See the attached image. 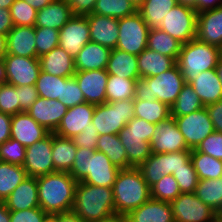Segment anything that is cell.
<instances>
[{
	"label": "cell",
	"mask_w": 222,
	"mask_h": 222,
	"mask_svg": "<svg viewBox=\"0 0 222 222\" xmlns=\"http://www.w3.org/2000/svg\"><path fill=\"white\" fill-rule=\"evenodd\" d=\"M78 182L68 172L37 177L40 208L47 214L71 211Z\"/></svg>",
	"instance_id": "cell-1"
},
{
	"label": "cell",
	"mask_w": 222,
	"mask_h": 222,
	"mask_svg": "<svg viewBox=\"0 0 222 222\" xmlns=\"http://www.w3.org/2000/svg\"><path fill=\"white\" fill-rule=\"evenodd\" d=\"M119 170L103 152L77 147L69 174L77 182L112 188Z\"/></svg>",
	"instance_id": "cell-2"
},
{
	"label": "cell",
	"mask_w": 222,
	"mask_h": 222,
	"mask_svg": "<svg viewBox=\"0 0 222 222\" xmlns=\"http://www.w3.org/2000/svg\"><path fill=\"white\" fill-rule=\"evenodd\" d=\"M72 211L87 222H103L115 214L112 188L78 182Z\"/></svg>",
	"instance_id": "cell-3"
},
{
	"label": "cell",
	"mask_w": 222,
	"mask_h": 222,
	"mask_svg": "<svg viewBox=\"0 0 222 222\" xmlns=\"http://www.w3.org/2000/svg\"><path fill=\"white\" fill-rule=\"evenodd\" d=\"M115 214L127 215L151 199V190L138 167L120 169L112 186Z\"/></svg>",
	"instance_id": "cell-4"
},
{
	"label": "cell",
	"mask_w": 222,
	"mask_h": 222,
	"mask_svg": "<svg viewBox=\"0 0 222 222\" xmlns=\"http://www.w3.org/2000/svg\"><path fill=\"white\" fill-rule=\"evenodd\" d=\"M185 84L181 70L175 64L171 69L159 75L139 78L135 85L134 99L145 101L157 99L171 107Z\"/></svg>",
	"instance_id": "cell-5"
},
{
	"label": "cell",
	"mask_w": 222,
	"mask_h": 222,
	"mask_svg": "<svg viewBox=\"0 0 222 222\" xmlns=\"http://www.w3.org/2000/svg\"><path fill=\"white\" fill-rule=\"evenodd\" d=\"M222 49L203 43L197 38L181 45L176 64L181 70L185 82L190 83L201 72L216 69Z\"/></svg>",
	"instance_id": "cell-6"
},
{
	"label": "cell",
	"mask_w": 222,
	"mask_h": 222,
	"mask_svg": "<svg viewBox=\"0 0 222 222\" xmlns=\"http://www.w3.org/2000/svg\"><path fill=\"white\" fill-rule=\"evenodd\" d=\"M134 118V99L95 105L91 122L99 135L118 134Z\"/></svg>",
	"instance_id": "cell-7"
},
{
	"label": "cell",
	"mask_w": 222,
	"mask_h": 222,
	"mask_svg": "<svg viewBox=\"0 0 222 222\" xmlns=\"http://www.w3.org/2000/svg\"><path fill=\"white\" fill-rule=\"evenodd\" d=\"M191 162V150L170 153H152L138 168L149 187L164 175L185 168Z\"/></svg>",
	"instance_id": "cell-8"
},
{
	"label": "cell",
	"mask_w": 222,
	"mask_h": 222,
	"mask_svg": "<svg viewBox=\"0 0 222 222\" xmlns=\"http://www.w3.org/2000/svg\"><path fill=\"white\" fill-rule=\"evenodd\" d=\"M119 38L116 48L129 54L139 55L147 48L150 28L138 11L118 19Z\"/></svg>",
	"instance_id": "cell-9"
},
{
	"label": "cell",
	"mask_w": 222,
	"mask_h": 222,
	"mask_svg": "<svg viewBox=\"0 0 222 222\" xmlns=\"http://www.w3.org/2000/svg\"><path fill=\"white\" fill-rule=\"evenodd\" d=\"M197 16L196 10L178 4L164 17L159 29L185 44L196 38Z\"/></svg>",
	"instance_id": "cell-10"
},
{
	"label": "cell",
	"mask_w": 222,
	"mask_h": 222,
	"mask_svg": "<svg viewBox=\"0 0 222 222\" xmlns=\"http://www.w3.org/2000/svg\"><path fill=\"white\" fill-rule=\"evenodd\" d=\"M174 118L190 150L196 149L208 135L215 131L206 107Z\"/></svg>",
	"instance_id": "cell-11"
},
{
	"label": "cell",
	"mask_w": 222,
	"mask_h": 222,
	"mask_svg": "<svg viewBox=\"0 0 222 222\" xmlns=\"http://www.w3.org/2000/svg\"><path fill=\"white\" fill-rule=\"evenodd\" d=\"M170 205L175 222H210L217 216L194 193H181Z\"/></svg>",
	"instance_id": "cell-12"
},
{
	"label": "cell",
	"mask_w": 222,
	"mask_h": 222,
	"mask_svg": "<svg viewBox=\"0 0 222 222\" xmlns=\"http://www.w3.org/2000/svg\"><path fill=\"white\" fill-rule=\"evenodd\" d=\"M3 61L6 69V83L14 86L35 85L41 71L39 58L6 54Z\"/></svg>",
	"instance_id": "cell-13"
},
{
	"label": "cell",
	"mask_w": 222,
	"mask_h": 222,
	"mask_svg": "<svg viewBox=\"0 0 222 222\" xmlns=\"http://www.w3.org/2000/svg\"><path fill=\"white\" fill-rule=\"evenodd\" d=\"M52 133L26 147L25 161L22 167L27 176L39 177L56 172L52 159Z\"/></svg>",
	"instance_id": "cell-14"
},
{
	"label": "cell",
	"mask_w": 222,
	"mask_h": 222,
	"mask_svg": "<svg viewBox=\"0 0 222 222\" xmlns=\"http://www.w3.org/2000/svg\"><path fill=\"white\" fill-rule=\"evenodd\" d=\"M190 150L184 136L180 132L175 118L170 116L156 124V130L151 139L152 153H170Z\"/></svg>",
	"instance_id": "cell-15"
},
{
	"label": "cell",
	"mask_w": 222,
	"mask_h": 222,
	"mask_svg": "<svg viewBox=\"0 0 222 222\" xmlns=\"http://www.w3.org/2000/svg\"><path fill=\"white\" fill-rule=\"evenodd\" d=\"M90 40L87 16L74 15L59 30V46L73 58Z\"/></svg>",
	"instance_id": "cell-16"
},
{
	"label": "cell",
	"mask_w": 222,
	"mask_h": 222,
	"mask_svg": "<svg viewBox=\"0 0 222 222\" xmlns=\"http://www.w3.org/2000/svg\"><path fill=\"white\" fill-rule=\"evenodd\" d=\"M108 75L106 69L75 72L74 78L87 103L100 105L106 102Z\"/></svg>",
	"instance_id": "cell-17"
},
{
	"label": "cell",
	"mask_w": 222,
	"mask_h": 222,
	"mask_svg": "<svg viewBox=\"0 0 222 222\" xmlns=\"http://www.w3.org/2000/svg\"><path fill=\"white\" fill-rule=\"evenodd\" d=\"M94 111L95 105L87 102L68 108L54 134L72 139L80 134L83 129L88 128Z\"/></svg>",
	"instance_id": "cell-18"
},
{
	"label": "cell",
	"mask_w": 222,
	"mask_h": 222,
	"mask_svg": "<svg viewBox=\"0 0 222 222\" xmlns=\"http://www.w3.org/2000/svg\"><path fill=\"white\" fill-rule=\"evenodd\" d=\"M67 110L60 100L38 97L27 112L38 124L54 133Z\"/></svg>",
	"instance_id": "cell-19"
},
{
	"label": "cell",
	"mask_w": 222,
	"mask_h": 222,
	"mask_svg": "<svg viewBox=\"0 0 222 222\" xmlns=\"http://www.w3.org/2000/svg\"><path fill=\"white\" fill-rule=\"evenodd\" d=\"M50 132L38 124L27 111L12 115L11 136L23 146L29 147L45 138Z\"/></svg>",
	"instance_id": "cell-20"
},
{
	"label": "cell",
	"mask_w": 222,
	"mask_h": 222,
	"mask_svg": "<svg viewBox=\"0 0 222 222\" xmlns=\"http://www.w3.org/2000/svg\"><path fill=\"white\" fill-rule=\"evenodd\" d=\"M86 16L90 40L111 50L115 49L119 38L118 19L94 13Z\"/></svg>",
	"instance_id": "cell-21"
},
{
	"label": "cell",
	"mask_w": 222,
	"mask_h": 222,
	"mask_svg": "<svg viewBox=\"0 0 222 222\" xmlns=\"http://www.w3.org/2000/svg\"><path fill=\"white\" fill-rule=\"evenodd\" d=\"M196 38L222 49V5L198 13Z\"/></svg>",
	"instance_id": "cell-22"
},
{
	"label": "cell",
	"mask_w": 222,
	"mask_h": 222,
	"mask_svg": "<svg viewBox=\"0 0 222 222\" xmlns=\"http://www.w3.org/2000/svg\"><path fill=\"white\" fill-rule=\"evenodd\" d=\"M35 38V27L14 26L7 34V54L38 58Z\"/></svg>",
	"instance_id": "cell-23"
},
{
	"label": "cell",
	"mask_w": 222,
	"mask_h": 222,
	"mask_svg": "<svg viewBox=\"0 0 222 222\" xmlns=\"http://www.w3.org/2000/svg\"><path fill=\"white\" fill-rule=\"evenodd\" d=\"M3 202L9 211L40 207L37 177L26 176Z\"/></svg>",
	"instance_id": "cell-24"
},
{
	"label": "cell",
	"mask_w": 222,
	"mask_h": 222,
	"mask_svg": "<svg viewBox=\"0 0 222 222\" xmlns=\"http://www.w3.org/2000/svg\"><path fill=\"white\" fill-rule=\"evenodd\" d=\"M111 49L89 41L74 58L76 71L103 70L107 68Z\"/></svg>",
	"instance_id": "cell-25"
},
{
	"label": "cell",
	"mask_w": 222,
	"mask_h": 222,
	"mask_svg": "<svg viewBox=\"0 0 222 222\" xmlns=\"http://www.w3.org/2000/svg\"><path fill=\"white\" fill-rule=\"evenodd\" d=\"M129 222H175L170 202L150 199L127 214Z\"/></svg>",
	"instance_id": "cell-26"
},
{
	"label": "cell",
	"mask_w": 222,
	"mask_h": 222,
	"mask_svg": "<svg viewBox=\"0 0 222 222\" xmlns=\"http://www.w3.org/2000/svg\"><path fill=\"white\" fill-rule=\"evenodd\" d=\"M39 61L41 71L53 76L70 78L76 72L74 58L60 46L41 56Z\"/></svg>",
	"instance_id": "cell-27"
},
{
	"label": "cell",
	"mask_w": 222,
	"mask_h": 222,
	"mask_svg": "<svg viewBox=\"0 0 222 222\" xmlns=\"http://www.w3.org/2000/svg\"><path fill=\"white\" fill-rule=\"evenodd\" d=\"M73 16L66 0H54L37 11L35 27L60 30Z\"/></svg>",
	"instance_id": "cell-28"
},
{
	"label": "cell",
	"mask_w": 222,
	"mask_h": 222,
	"mask_svg": "<svg viewBox=\"0 0 222 222\" xmlns=\"http://www.w3.org/2000/svg\"><path fill=\"white\" fill-rule=\"evenodd\" d=\"M189 84L204 106L222 100V84L216 69L201 72Z\"/></svg>",
	"instance_id": "cell-29"
},
{
	"label": "cell",
	"mask_w": 222,
	"mask_h": 222,
	"mask_svg": "<svg viewBox=\"0 0 222 222\" xmlns=\"http://www.w3.org/2000/svg\"><path fill=\"white\" fill-rule=\"evenodd\" d=\"M118 135L126 150L128 163L132 167H139L152 154L151 143L144 141L142 135L127 133L126 126Z\"/></svg>",
	"instance_id": "cell-30"
},
{
	"label": "cell",
	"mask_w": 222,
	"mask_h": 222,
	"mask_svg": "<svg viewBox=\"0 0 222 222\" xmlns=\"http://www.w3.org/2000/svg\"><path fill=\"white\" fill-rule=\"evenodd\" d=\"M107 73L126 79H139L137 55L129 54L117 48L112 49L107 65Z\"/></svg>",
	"instance_id": "cell-31"
},
{
	"label": "cell",
	"mask_w": 222,
	"mask_h": 222,
	"mask_svg": "<svg viewBox=\"0 0 222 222\" xmlns=\"http://www.w3.org/2000/svg\"><path fill=\"white\" fill-rule=\"evenodd\" d=\"M138 69L140 78L159 75L171 69L176 61L170 56L146 48L138 56Z\"/></svg>",
	"instance_id": "cell-32"
},
{
	"label": "cell",
	"mask_w": 222,
	"mask_h": 222,
	"mask_svg": "<svg viewBox=\"0 0 222 222\" xmlns=\"http://www.w3.org/2000/svg\"><path fill=\"white\" fill-rule=\"evenodd\" d=\"M77 146L74 141L69 138H63L52 133V159L55 171L70 172Z\"/></svg>",
	"instance_id": "cell-33"
},
{
	"label": "cell",
	"mask_w": 222,
	"mask_h": 222,
	"mask_svg": "<svg viewBox=\"0 0 222 222\" xmlns=\"http://www.w3.org/2000/svg\"><path fill=\"white\" fill-rule=\"evenodd\" d=\"M96 150L103 152L119 169L131 168L126 150L118 134L99 135Z\"/></svg>",
	"instance_id": "cell-34"
},
{
	"label": "cell",
	"mask_w": 222,
	"mask_h": 222,
	"mask_svg": "<svg viewBox=\"0 0 222 222\" xmlns=\"http://www.w3.org/2000/svg\"><path fill=\"white\" fill-rule=\"evenodd\" d=\"M178 5L177 0H144L137 8L150 29L159 28L164 17Z\"/></svg>",
	"instance_id": "cell-35"
},
{
	"label": "cell",
	"mask_w": 222,
	"mask_h": 222,
	"mask_svg": "<svg viewBox=\"0 0 222 222\" xmlns=\"http://www.w3.org/2000/svg\"><path fill=\"white\" fill-rule=\"evenodd\" d=\"M171 116V108L155 99L151 101L134 99V117L158 124Z\"/></svg>",
	"instance_id": "cell-36"
},
{
	"label": "cell",
	"mask_w": 222,
	"mask_h": 222,
	"mask_svg": "<svg viewBox=\"0 0 222 222\" xmlns=\"http://www.w3.org/2000/svg\"><path fill=\"white\" fill-rule=\"evenodd\" d=\"M181 43L159 28L150 29L148 33L147 48L161 55L170 56L177 61Z\"/></svg>",
	"instance_id": "cell-37"
},
{
	"label": "cell",
	"mask_w": 222,
	"mask_h": 222,
	"mask_svg": "<svg viewBox=\"0 0 222 222\" xmlns=\"http://www.w3.org/2000/svg\"><path fill=\"white\" fill-rule=\"evenodd\" d=\"M194 194L217 214L222 211V177L199 180Z\"/></svg>",
	"instance_id": "cell-38"
},
{
	"label": "cell",
	"mask_w": 222,
	"mask_h": 222,
	"mask_svg": "<svg viewBox=\"0 0 222 222\" xmlns=\"http://www.w3.org/2000/svg\"><path fill=\"white\" fill-rule=\"evenodd\" d=\"M26 176L22 166L0 161V202L9 196Z\"/></svg>",
	"instance_id": "cell-39"
},
{
	"label": "cell",
	"mask_w": 222,
	"mask_h": 222,
	"mask_svg": "<svg viewBox=\"0 0 222 222\" xmlns=\"http://www.w3.org/2000/svg\"><path fill=\"white\" fill-rule=\"evenodd\" d=\"M191 161L199 180L222 177V160L193 149L191 150Z\"/></svg>",
	"instance_id": "cell-40"
},
{
	"label": "cell",
	"mask_w": 222,
	"mask_h": 222,
	"mask_svg": "<svg viewBox=\"0 0 222 222\" xmlns=\"http://www.w3.org/2000/svg\"><path fill=\"white\" fill-rule=\"evenodd\" d=\"M138 79H126L108 75L106 102H116L135 98V85Z\"/></svg>",
	"instance_id": "cell-41"
},
{
	"label": "cell",
	"mask_w": 222,
	"mask_h": 222,
	"mask_svg": "<svg viewBox=\"0 0 222 222\" xmlns=\"http://www.w3.org/2000/svg\"><path fill=\"white\" fill-rule=\"evenodd\" d=\"M203 107L205 106L193 90V87L189 83H186L181 89L176 101L170 107L171 116H183Z\"/></svg>",
	"instance_id": "cell-42"
},
{
	"label": "cell",
	"mask_w": 222,
	"mask_h": 222,
	"mask_svg": "<svg viewBox=\"0 0 222 222\" xmlns=\"http://www.w3.org/2000/svg\"><path fill=\"white\" fill-rule=\"evenodd\" d=\"M136 11L137 8L130 0H97L93 13L120 19Z\"/></svg>",
	"instance_id": "cell-43"
},
{
	"label": "cell",
	"mask_w": 222,
	"mask_h": 222,
	"mask_svg": "<svg viewBox=\"0 0 222 222\" xmlns=\"http://www.w3.org/2000/svg\"><path fill=\"white\" fill-rule=\"evenodd\" d=\"M64 77L53 76L47 72L40 71L35 87L39 97L55 99L62 102V91Z\"/></svg>",
	"instance_id": "cell-44"
},
{
	"label": "cell",
	"mask_w": 222,
	"mask_h": 222,
	"mask_svg": "<svg viewBox=\"0 0 222 222\" xmlns=\"http://www.w3.org/2000/svg\"><path fill=\"white\" fill-rule=\"evenodd\" d=\"M150 190L152 199L170 203L181 194L178 183L172 174L164 175L150 187Z\"/></svg>",
	"instance_id": "cell-45"
},
{
	"label": "cell",
	"mask_w": 222,
	"mask_h": 222,
	"mask_svg": "<svg viewBox=\"0 0 222 222\" xmlns=\"http://www.w3.org/2000/svg\"><path fill=\"white\" fill-rule=\"evenodd\" d=\"M14 26L35 27L37 11L24 0H15L10 7Z\"/></svg>",
	"instance_id": "cell-46"
},
{
	"label": "cell",
	"mask_w": 222,
	"mask_h": 222,
	"mask_svg": "<svg viewBox=\"0 0 222 222\" xmlns=\"http://www.w3.org/2000/svg\"><path fill=\"white\" fill-rule=\"evenodd\" d=\"M35 37L38 58L59 46V30L35 27Z\"/></svg>",
	"instance_id": "cell-47"
},
{
	"label": "cell",
	"mask_w": 222,
	"mask_h": 222,
	"mask_svg": "<svg viewBox=\"0 0 222 222\" xmlns=\"http://www.w3.org/2000/svg\"><path fill=\"white\" fill-rule=\"evenodd\" d=\"M26 147L10 138L0 145V161L22 166L25 161Z\"/></svg>",
	"instance_id": "cell-48"
},
{
	"label": "cell",
	"mask_w": 222,
	"mask_h": 222,
	"mask_svg": "<svg viewBox=\"0 0 222 222\" xmlns=\"http://www.w3.org/2000/svg\"><path fill=\"white\" fill-rule=\"evenodd\" d=\"M0 112L11 116L24 112L20 108L16 86L8 83L0 84Z\"/></svg>",
	"instance_id": "cell-49"
},
{
	"label": "cell",
	"mask_w": 222,
	"mask_h": 222,
	"mask_svg": "<svg viewBox=\"0 0 222 222\" xmlns=\"http://www.w3.org/2000/svg\"><path fill=\"white\" fill-rule=\"evenodd\" d=\"M176 179L181 193H194L198 184L197 172L192 161L178 171L172 173Z\"/></svg>",
	"instance_id": "cell-50"
},
{
	"label": "cell",
	"mask_w": 222,
	"mask_h": 222,
	"mask_svg": "<svg viewBox=\"0 0 222 222\" xmlns=\"http://www.w3.org/2000/svg\"><path fill=\"white\" fill-rule=\"evenodd\" d=\"M84 102H86L85 98L74 76L70 78L64 77L62 103L71 108Z\"/></svg>",
	"instance_id": "cell-51"
},
{
	"label": "cell",
	"mask_w": 222,
	"mask_h": 222,
	"mask_svg": "<svg viewBox=\"0 0 222 222\" xmlns=\"http://www.w3.org/2000/svg\"><path fill=\"white\" fill-rule=\"evenodd\" d=\"M196 150L222 160V133L212 132L197 146Z\"/></svg>",
	"instance_id": "cell-52"
},
{
	"label": "cell",
	"mask_w": 222,
	"mask_h": 222,
	"mask_svg": "<svg viewBox=\"0 0 222 222\" xmlns=\"http://www.w3.org/2000/svg\"><path fill=\"white\" fill-rule=\"evenodd\" d=\"M127 133H136L142 135L144 141L151 143L153 133L156 130V124L147 122L142 118L134 117L127 124Z\"/></svg>",
	"instance_id": "cell-53"
},
{
	"label": "cell",
	"mask_w": 222,
	"mask_h": 222,
	"mask_svg": "<svg viewBox=\"0 0 222 222\" xmlns=\"http://www.w3.org/2000/svg\"><path fill=\"white\" fill-rule=\"evenodd\" d=\"M98 131L94 124L91 122L87 129H83L82 132L72 138L77 147H84L89 150H96L98 141Z\"/></svg>",
	"instance_id": "cell-54"
},
{
	"label": "cell",
	"mask_w": 222,
	"mask_h": 222,
	"mask_svg": "<svg viewBox=\"0 0 222 222\" xmlns=\"http://www.w3.org/2000/svg\"><path fill=\"white\" fill-rule=\"evenodd\" d=\"M46 215L40 207L10 211V222H42Z\"/></svg>",
	"instance_id": "cell-55"
},
{
	"label": "cell",
	"mask_w": 222,
	"mask_h": 222,
	"mask_svg": "<svg viewBox=\"0 0 222 222\" xmlns=\"http://www.w3.org/2000/svg\"><path fill=\"white\" fill-rule=\"evenodd\" d=\"M16 91L18 92L20 108L23 111H27L39 97L35 85L16 86Z\"/></svg>",
	"instance_id": "cell-56"
},
{
	"label": "cell",
	"mask_w": 222,
	"mask_h": 222,
	"mask_svg": "<svg viewBox=\"0 0 222 222\" xmlns=\"http://www.w3.org/2000/svg\"><path fill=\"white\" fill-rule=\"evenodd\" d=\"M73 15L86 16L93 13L97 0H66Z\"/></svg>",
	"instance_id": "cell-57"
},
{
	"label": "cell",
	"mask_w": 222,
	"mask_h": 222,
	"mask_svg": "<svg viewBox=\"0 0 222 222\" xmlns=\"http://www.w3.org/2000/svg\"><path fill=\"white\" fill-rule=\"evenodd\" d=\"M213 123L214 130L222 133V100L205 106Z\"/></svg>",
	"instance_id": "cell-58"
},
{
	"label": "cell",
	"mask_w": 222,
	"mask_h": 222,
	"mask_svg": "<svg viewBox=\"0 0 222 222\" xmlns=\"http://www.w3.org/2000/svg\"><path fill=\"white\" fill-rule=\"evenodd\" d=\"M11 118V115L0 112V145L10 139Z\"/></svg>",
	"instance_id": "cell-59"
},
{
	"label": "cell",
	"mask_w": 222,
	"mask_h": 222,
	"mask_svg": "<svg viewBox=\"0 0 222 222\" xmlns=\"http://www.w3.org/2000/svg\"><path fill=\"white\" fill-rule=\"evenodd\" d=\"M14 27L10 10L0 8V34L7 35L8 32Z\"/></svg>",
	"instance_id": "cell-60"
},
{
	"label": "cell",
	"mask_w": 222,
	"mask_h": 222,
	"mask_svg": "<svg viewBox=\"0 0 222 222\" xmlns=\"http://www.w3.org/2000/svg\"><path fill=\"white\" fill-rule=\"evenodd\" d=\"M222 5V0H197V13L214 9Z\"/></svg>",
	"instance_id": "cell-61"
},
{
	"label": "cell",
	"mask_w": 222,
	"mask_h": 222,
	"mask_svg": "<svg viewBox=\"0 0 222 222\" xmlns=\"http://www.w3.org/2000/svg\"><path fill=\"white\" fill-rule=\"evenodd\" d=\"M58 222H87L84 221L80 216H78L75 212L67 211L58 213Z\"/></svg>",
	"instance_id": "cell-62"
},
{
	"label": "cell",
	"mask_w": 222,
	"mask_h": 222,
	"mask_svg": "<svg viewBox=\"0 0 222 222\" xmlns=\"http://www.w3.org/2000/svg\"><path fill=\"white\" fill-rule=\"evenodd\" d=\"M24 1L27 2L29 5H31L36 11H39L54 0H24Z\"/></svg>",
	"instance_id": "cell-63"
},
{
	"label": "cell",
	"mask_w": 222,
	"mask_h": 222,
	"mask_svg": "<svg viewBox=\"0 0 222 222\" xmlns=\"http://www.w3.org/2000/svg\"><path fill=\"white\" fill-rule=\"evenodd\" d=\"M0 222H10V211L4 202H0Z\"/></svg>",
	"instance_id": "cell-64"
},
{
	"label": "cell",
	"mask_w": 222,
	"mask_h": 222,
	"mask_svg": "<svg viewBox=\"0 0 222 222\" xmlns=\"http://www.w3.org/2000/svg\"><path fill=\"white\" fill-rule=\"evenodd\" d=\"M103 222H129L128 216L123 214H114Z\"/></svg>",
	"instance_id": "cell-65"
},
{
	"label": "cell",
	"mask_w": 222,
	"mask_h": 222,
	"mask_svg": "<svg viewBox=\"0 0 222 222\" xmlns=\"http://www.w3.org/2000/svg\"><path fill=\"white\" fill-rule=\"evenodd\" d=\"M7 54V35L0 34V58Z\"/></svg>",
	"instance_id": "cell-66"
},
{
	"label": "cell",
	"mask_w": 222,
	"mask_h": 222,
	"mask_svg": "<svg viewBox=\"0 0 222 222\" xmlns=\"http://www.w3.org/2000/svg\"><path fill=\"white\" fill-rule=\"evenodd\" d=\"M177 3L192 8L197 12V0H177Z\"/></svg>",
	"instance_id": "cell-67"
},
{
	"label": "cell",
	"mask_w": 222,
	"mask_h": 222,
	"mask_svg": "<svg viewBox=\"0 0 222 222\" xmlns=\"http://www.w3.org/2000/svg\"><path fill=\"white\" fill-rule=\"evenodd\" d=\"M6 83V69L3 58H0V84Z\"/></svg>",
	"instance_id": "cell-68"
},
{
	"label": "cell",
	"mask_w": 222,
	"mask_h": 222,
	"mask_svg": "<svg viewBox=\"0 0 222 222\" xmlns=\"http://www.w3.org/2000/svg\"><path fill=\"white\" fill-rule=\"evenodd\" d=\"M42 222H58V213L47 214Z\"/></svg>",
	"instance_id": "cell-69"
},
{
	"label": "cell",
	"mask_w": 222,
	"mask_h": 222,
	"mask_svg": "<svg viewBox=\"0 0 222 222\" xmlns=\"http://www.w3.org/2000/svg\"><path fill=\"white\" fill-rule=\"evenodd\" d=\"M15 0H0V8H5L10 10L11 5L14 3Z\"/></svg>",
	"instance_id": "cell-70"
},
{
	"label": "cell",
	"mask_w": 222,
	"mask_h": 222,
	"mask_svg": "<svg viewBox=\"0 0 222 222\" xmlns=\"http://www.w3.org/2000/svg\"><path fill=\"white\" fill-rule=\"evenodd\" d=\"M216 71H217L218 77H219L221 84H222V55L219 58V61H218L217 67H216Z\"/></svg>",
	"instance_id": "cell-71"
},
{
	"label": "cell",
	"mask_w": 222,
	"mask_h": 222,
	"mask_svg": "<svg viewBox=\"0 0 222 222\" xmlns=\"http://www.w3.org/2000/svg\"><path fill=\"white\" fill-rule=\"evenodd\" d=\"M130 1L133 3V5L136 8H138L144 2V0H130Z\"/></svg>",
	"instance_id": "cell-72"
},
{
	"label": "cell",
	"mask_w": 222,
	"mask_h": 222,
	"mask_svg": "<svg viewBox=\"0 0 222 222\" xmlns=\"http://www.w3.org/2000/svg\"><path fill=\"white\" fill-rule=\"evenodd\" d=\"M210 222H221L220 219L216 216L212 221Z\"/></svg>",
	"instance_id": "cell-73"
},
{
	"label": "cell",
	"mask_w": 222,
	"mask_h": 222,
	"mask_svg": "<svg viewBox=\"0 0 222 222\" xmlns=\"http://www.w3.org/2000/svg\"><path fill=\"white\" fill-rule=\"evenodd\" d=\"M217 217H218V218L220 219V221L222 222V211L217 214Z\"/></svg>",
	"instance_id": "cell-74"
}]
</instances>
